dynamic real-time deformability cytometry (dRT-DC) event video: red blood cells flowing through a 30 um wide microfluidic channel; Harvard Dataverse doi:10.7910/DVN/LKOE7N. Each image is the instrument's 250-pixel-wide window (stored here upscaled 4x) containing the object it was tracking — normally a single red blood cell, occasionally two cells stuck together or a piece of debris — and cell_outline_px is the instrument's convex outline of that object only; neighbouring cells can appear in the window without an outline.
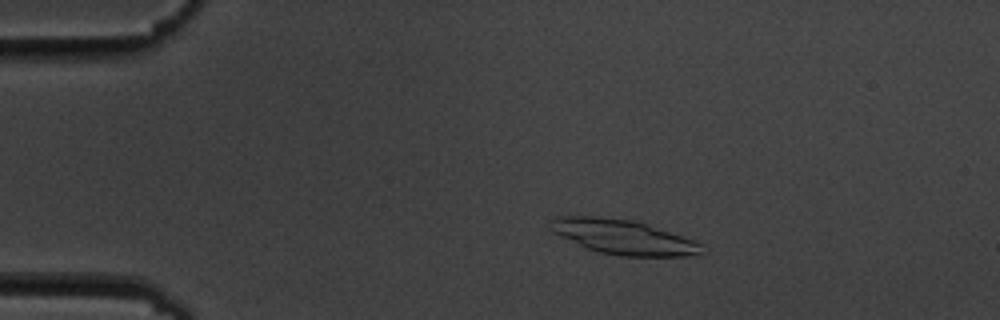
{"species": "common noctule bat (a hibernating species)", "species_latin": "Nyctalus noctula", "temperature_condition": "cold", "stored_images_in_passage": 6, "camera_frame_rate_fps": 3000, "um_per_image_px": 0.085, "animal": {"sex": "male", "body_mass_g": 19.5, "forearm_length_mm": 54.6}, "frame": {"image": 1, "passage_image": 3, "time_ms": 3.333, "image_size_px": [1000, 320], "cell_outline_px": [[704, 244], [700, 252], [688, 256], [620, 256], [600, 252], [588, 248], [560, 236], [552, 232], [548, 228], [548, 220], [560, 216], [596, 216], [632, 220], [696, 240]], "centroid_in_image_um": [52.93, 20.13], "position_along_channel_um": 32.1, "area_um2": 30.35}}